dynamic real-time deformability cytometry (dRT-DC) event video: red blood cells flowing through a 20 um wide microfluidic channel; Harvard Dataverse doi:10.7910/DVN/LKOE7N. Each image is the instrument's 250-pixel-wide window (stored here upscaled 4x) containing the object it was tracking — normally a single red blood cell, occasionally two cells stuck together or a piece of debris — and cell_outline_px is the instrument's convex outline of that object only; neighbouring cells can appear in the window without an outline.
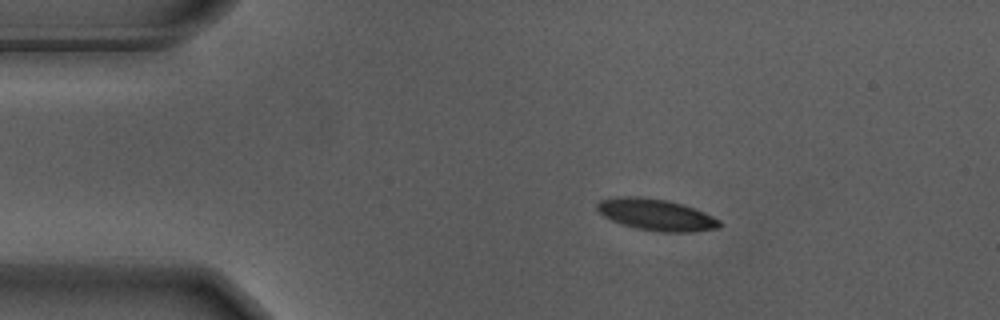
{"species": "Egyptian fruit bat (a non-hibernating species)", "species_latin": "Rousettus aegyptiacus", "temperature_condition": "warm", "stored_images_in_passage": 47, "camera_frame_rate_fps": 3000, "um_per_image_px": 0.085, "animal": {"sex": "male"}, "frame": {"image": 1, "passage_image": 1, "time_ms": 0.0, "image_size_px": [1000, 320], "cell_outline_px": [[724, 224], [720, 228], [696, 232], [660, 232], [636, 228], [612, 220], [604, 216], [596, 208], [596, 204], [600, 200], [620, 196], [640, 196], [668, 200], [696, 208], [720, 220]], "centroid_in_image_um": [55.83, 18.25], "position_along_channel_um": 29.2, "area_um2": 22.72}}
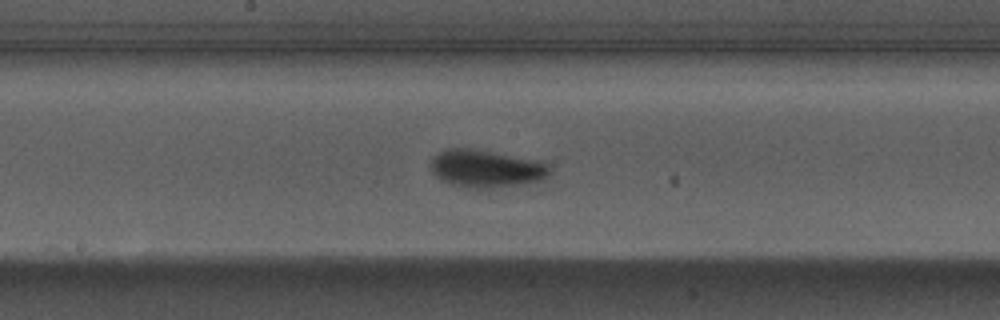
{"frame": {"image": 2, "passage_image": 20, "time_ms": 6.333, "image_size_px": [1000, 320], "cell_outline_px": [[552, 172], [544, 180], [524, 184], [484, 188], [472, 188], [452, 184], [436, 176], [432, 172], [432, 160], [440, 152], [448, 148], [472, 148], [540, 160]], "centroid_in_image_um": [41.37, 14.32], "position_along_channel_um": 206.8, "area_um2": 25.84}}
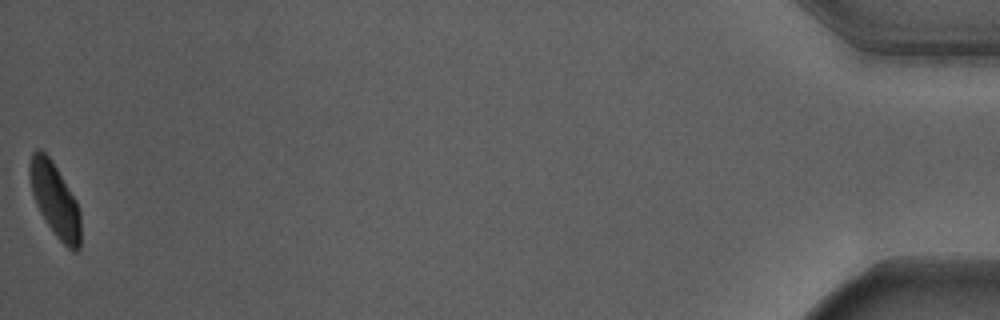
{"frame": {"image": 3, "passage_image": 47, "time_ms": 15.333, "image_size_px": [1000, 320], "cell_outline_px": [[80, 248], [76, 252], [72, 252], [56, 236], [40, 212], [36, 204], [32, 192], [28, 172], [28, 164], [32, 152], [36, 148], [40, 148], [52, 160], [76, 200], [80, 212]], "centroid_in_image_um": [4.66, 16.96], "position_along_channel_um": 430.5, "area_um2": 21.91}, "authors_computed_cell_mechanics": {"area_um2": 23.3512, "velocity_mm_per_s": 3.6543, "shape_relaxation_time_tau1_ms": 3.2685, "shape_relaxation_time_tau2_ms": 1.2349, "deformation_change_tau1": 0.1492, "deformation_change_tau2": 0.0624}}